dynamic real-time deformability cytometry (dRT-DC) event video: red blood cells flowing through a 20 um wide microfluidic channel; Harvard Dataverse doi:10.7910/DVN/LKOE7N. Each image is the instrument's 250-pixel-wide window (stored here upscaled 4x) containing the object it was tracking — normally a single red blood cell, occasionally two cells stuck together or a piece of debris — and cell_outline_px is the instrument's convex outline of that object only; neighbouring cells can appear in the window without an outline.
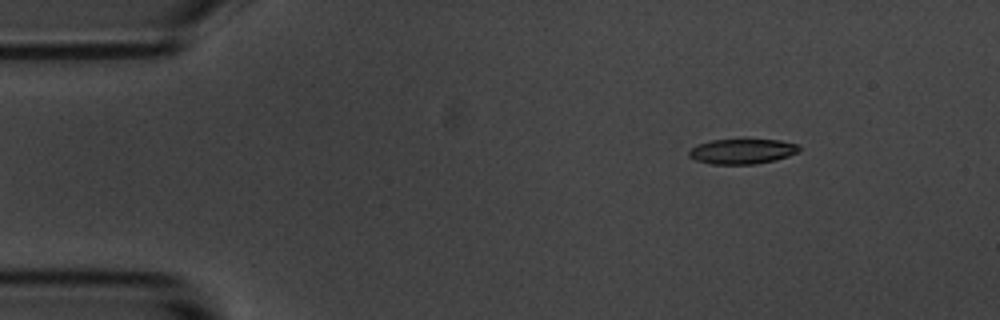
{"species": "common noctule bat (a hibernating species)", "species_latin": "Nyctalus noctula", "temperature_condition": "room temperature", "stored_images_in_passage": 4, "camera_frame_rate_fps": 3000, "um_per_image_px": 0.085, "animal": {"sex": "male", "body_mass_g": 20.1, "forearm_length_mm": 53.5}, "frame": {"image": 1, "passage_image": 1, "time_ms": 0.0, "image_size_px": [1000, 320], "cell_outline_px": [[800, 152], [788, 156], [756, 164], [712, 164], [696, 160], [688, 156], [688, 152], [692, 148], [700, 144], [712, 140], [780, 140], [796, 144], [800, 148]], "centroid_in_image_um": [63.09, 12.87], "position_along_channel_um": 21.9, "area_um2": 15.84}}
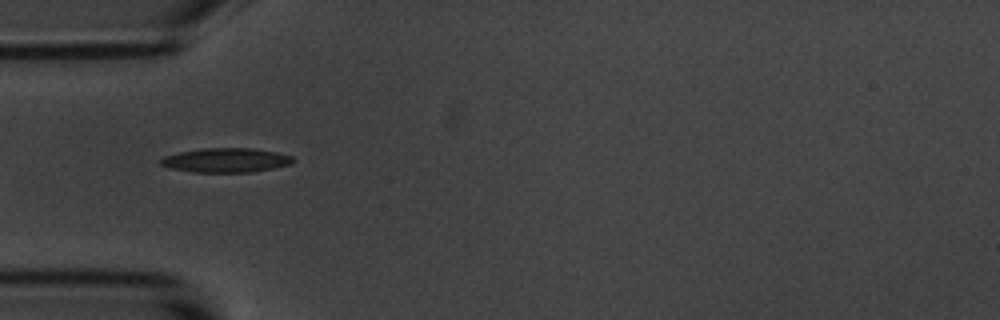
{"frame": {"image": 2, "passage_image": 4, "time_ms": 3.333, "image_size_px": [1000, 320], "cell_outline_px": [[292, 164], [252, 172], [192, 172], [172, 168], [160, 164], [160, 160], [164, 156], [180, 152], [200, 148], [252, 148], [276, 152], [292, 156]], "centroid_in_image_um": [19.2, 13.61], "position_along_channel_um": 65.8, "area_um2": 18.61}}